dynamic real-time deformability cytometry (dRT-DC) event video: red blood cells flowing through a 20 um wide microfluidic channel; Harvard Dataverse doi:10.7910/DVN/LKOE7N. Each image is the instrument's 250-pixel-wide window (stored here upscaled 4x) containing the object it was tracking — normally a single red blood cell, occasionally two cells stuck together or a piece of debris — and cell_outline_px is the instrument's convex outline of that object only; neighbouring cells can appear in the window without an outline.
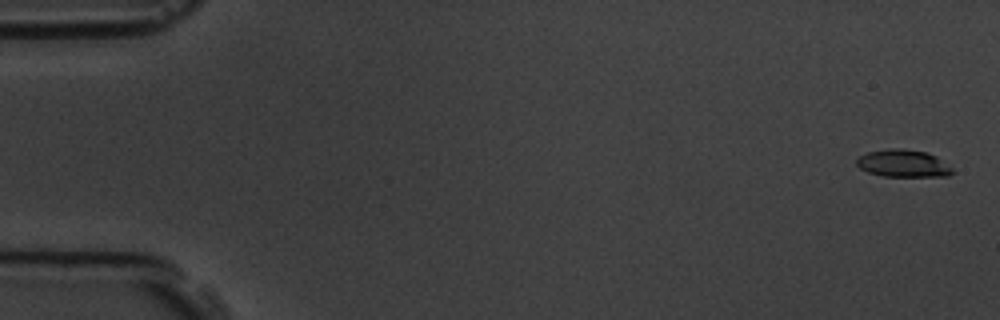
{"species": "common noctule bat (a hibernating species)", "species_latin": "Nyctalus noctula", "temperature_condition": "room temperature", "stored_images_in_passage": 5, "camera_frame_rate_fps": 3000, "um_per_image_px": 0.085, "animal": {"sex": "male", "body_mass_g": 19.5, "forearm_length_mm": 54.6}, "frame": {"image": 1, "passage_image": 1, "time_ms": 0.0, "image_size_px": [1000, 320], "cell_outline_px": [[956, 172], [948, 176], [884, 176], [868, 172], [860, 168], [856, 164], [856, 160], [860, 156], [868, 152], [888, 148], [900, 148], [928, 152], [936, 156], [952, 168]], "centroid_in_image_um": [76.79, 13.88], "position_along_channel_um": 8.2, "area_um2": 15.32}}